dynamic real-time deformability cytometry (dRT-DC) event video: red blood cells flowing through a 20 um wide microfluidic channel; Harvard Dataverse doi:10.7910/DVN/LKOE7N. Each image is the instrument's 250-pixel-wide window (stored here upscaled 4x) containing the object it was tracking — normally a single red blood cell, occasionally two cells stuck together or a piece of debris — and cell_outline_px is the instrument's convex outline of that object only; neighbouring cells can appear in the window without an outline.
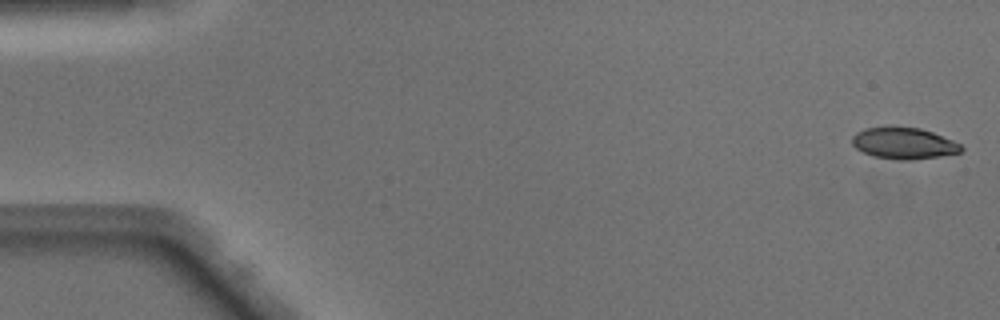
{"species": "Egyptian fruit bat (a non-hibernating species)", "species_latin": "Rousettus aegyptiacus", "temperature_condition": "warm", "stored_images_in_passage": 49, "camera_frame_rate_fps": 3000, "um_per_image_px": 0.085, "animal": {"sex": "male"}, "frame": {"image": 1, "passage_image": 1, "time_ms": 0.0, "image_size_px": [1000, 320], "cell_outline_px": [[964, 148], [960, 152], [940, 156], [912, 160], [900, 160], [872, 156], [856, 148], [852, 144], [852, 136], [856, 132], [864, 128], [892, 124], [920, 128], [932, 132], [952, 140], [960, 144]], "centroid_in_image_um": [76.78, 12.14], "position_along_channel_um": 8.2, "area_um2": 20.46}}
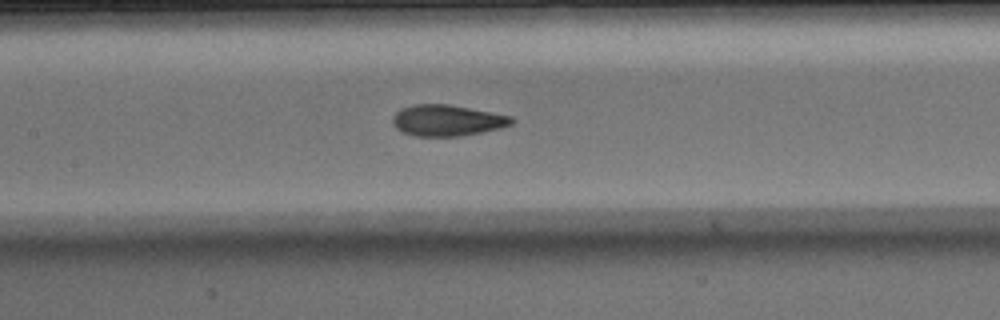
{"frame": {"image": 2, "passage_image": 23, "time_ms": 7.333, "image_size_px": [1000, 320], "cell_outline_px": [[516, 120], [512, 124], [500, 128], [460, 136], [416, 136], [400, 132], [392, 124], [392, 116], [400, 108], [412, 104], [448, 104], [492, 112], [512, 116]], "centroid_in_image_um": [37.98, 10.23], "position_along_channel_um": 169.4, "area_um2": 21.79}}
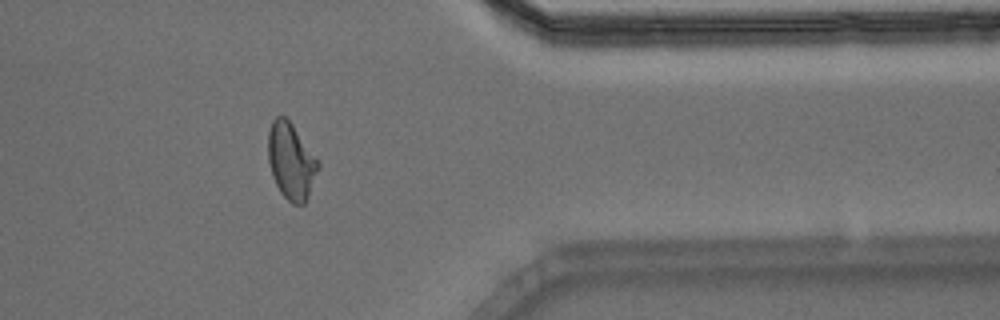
{"frame": {"image": 3, "passage_image": 40, "time_ms": 13.0, "image_size_px": [1000, 320], "cell_outline_px": [[320, 168], [308, 196], [304, 204], [292, 204], [280, 192], [272, 176], [268, 160], [268, 132], [272, 120], [276, 116], [284, 116], [292, 124], [320, 160]], "centroid_in_image_um": [24.76, 13.69], "position_along_channel_um": 386.6, "area_um2": 22.48}, "authors_computed_cell_mechanics": {"area_um2": 21.5016, "velocity_mm_per_s": 4.1052, "shape_relaxation_time_tau1_ms": 4.8301, "shape_relaxation_time_tau2_ms": 1.3256, "deformation_change_tau1": 0.1789, "deformation_change_tau2": 0.0828}}